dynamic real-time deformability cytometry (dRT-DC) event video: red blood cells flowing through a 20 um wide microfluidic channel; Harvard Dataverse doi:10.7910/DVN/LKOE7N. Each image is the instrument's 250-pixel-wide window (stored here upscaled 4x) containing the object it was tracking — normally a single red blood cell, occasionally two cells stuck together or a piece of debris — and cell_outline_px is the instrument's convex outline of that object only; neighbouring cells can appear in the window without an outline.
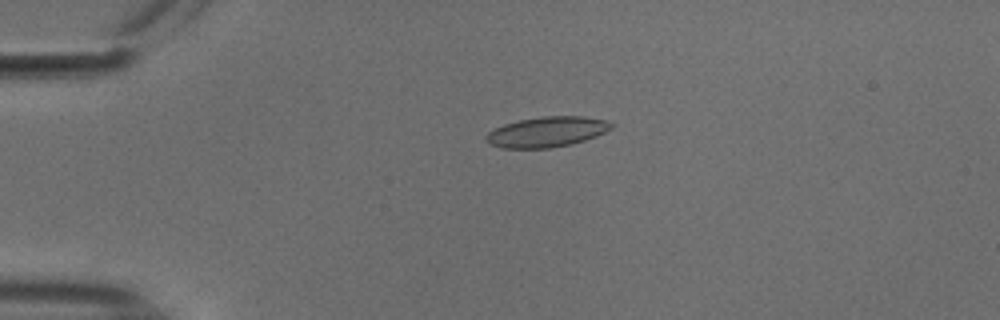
{"species": "common noctule bat (a hibernating species)", "species_latin": "Nyctalus noctula", "temperature_condition": "cold", "stored_images_in_passage": 50, "camera_frame_rate_fps": 3000, "um_per_image_px": 0.085, "animal": {"sex": "male", "body_mass_g": 18.8}, "frame": {"image": 1, "passage_image": 13, "time_ms": 4.0, "image_size_px": [1000, 320], "cell_outline_px": [[616, 124], [612, 128], [596, 136], [572, 144], [552, 148], [504, 148], [488, 144], [484, 140], [484, 136], [488, 132], [504, 124], [520, 120], [540, 116], [584, 116], [608, 120]], "centroid_in_image_um": [46.49, 11.21], "position_along_channel_um": 38.5, "area_um2": 22.37}}
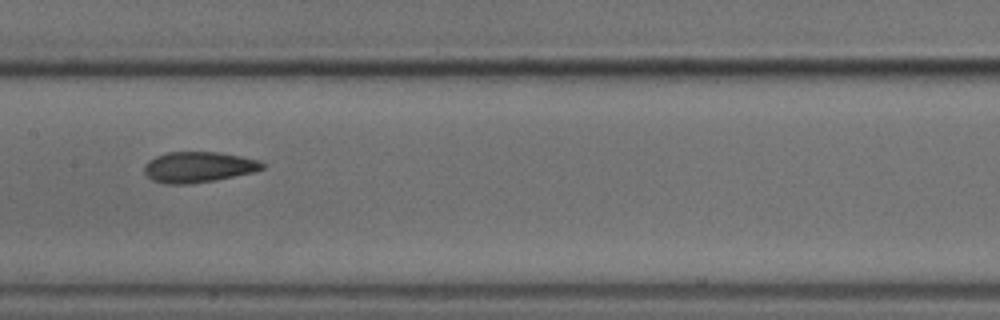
{"frame": {"image": 2, "passage_image": 28, "time_ms": 9.0, "image_size_px": [1000, 320], "cell_outline_px": [[264, 168], [252, 172], [216, 180], [188, 184], [168, 184], [152, 180], [144, 172], [144, 164], [148, 160], [156, 156], [168, 152], [216, 152], [240, 156], [260, 160], [264, 164]], "centroid_in_image_um": [16.84, 14.2], "position_along_channel_um": 190.6, "area_um2": 21.04}}
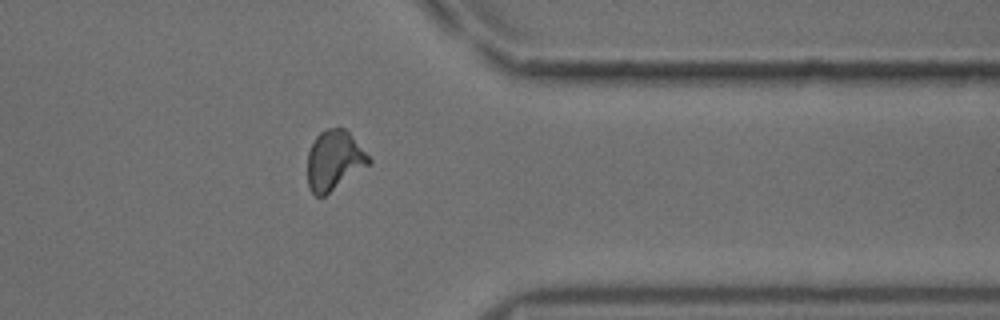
{"frame": {"image": 3, "passage_image": 44, "time_ms": 14.333, "image_size_px": [1000, 320], "cell_outline_px": [[372, 160], [368, 164], [324, 196], [316, 196], [308, 188], [308, 152], [316, 136], [324, 128], [344, 128], [352, 136]], "centroid_in_image_um": [28.37, 13.61], "position_along_channel_um": 383.0, "area_um2": 20.87}}